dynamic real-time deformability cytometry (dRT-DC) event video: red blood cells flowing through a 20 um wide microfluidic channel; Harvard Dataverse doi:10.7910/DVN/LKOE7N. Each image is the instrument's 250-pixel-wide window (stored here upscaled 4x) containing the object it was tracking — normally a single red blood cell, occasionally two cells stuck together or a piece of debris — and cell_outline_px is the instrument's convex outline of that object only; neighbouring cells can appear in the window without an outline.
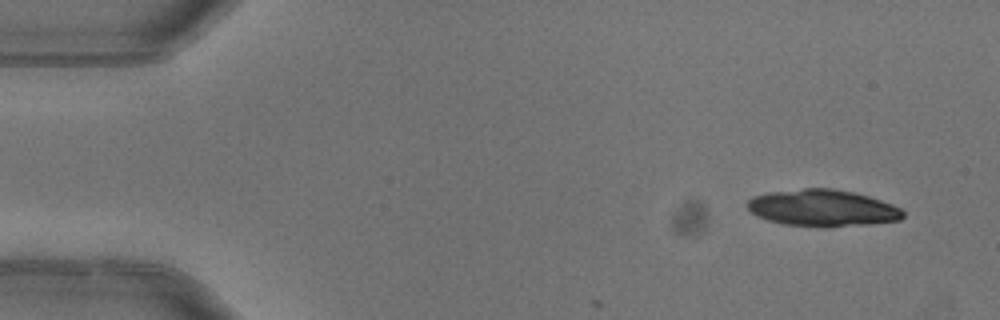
{"species": "common noctule bat (a hibernating species)", "species_latin": "Nyctalus noctula", "temperature_condition": "warm", "stored_images_in_passage": 5, "camera_frame_rate_fps": 3000, "um_per_image_px": 0.085, "animal": {"sex": "female"}, "frame": {"image": 1, "passage_image": 1, "time_ms": 0.0, "image_size_px": [1000, 320], "cell_outline_px": [[904, 216], [900, 220], [868, 224], [824, 228], [784, 224], [768, 220], [756, 216], [748, 208], [748, 200], [752, 196], [768, 192], [804, 188], [832, 188], [852, 192], [868, 196], [892, 204], [900, 208], [904, 212]], "centroid_in_image_um": [69.91, 17.69], "position_along_channel_um": 15.1, "area_um2": 33.47}}